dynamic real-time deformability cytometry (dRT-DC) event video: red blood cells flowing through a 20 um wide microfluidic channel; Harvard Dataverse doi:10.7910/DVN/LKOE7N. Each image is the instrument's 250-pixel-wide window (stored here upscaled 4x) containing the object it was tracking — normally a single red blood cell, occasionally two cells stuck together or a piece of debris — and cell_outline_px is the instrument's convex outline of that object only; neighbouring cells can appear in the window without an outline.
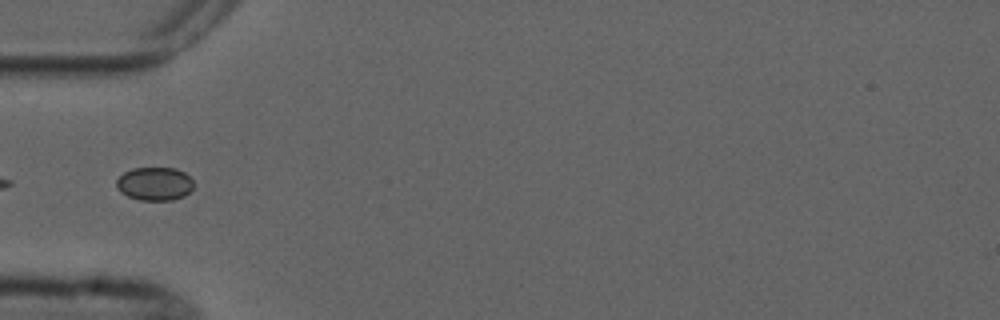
{"species": "common noctule bat (a hibernating species)", "species_latin": "Nyctalus noctula", "temperature_condition": "cold", "stored_images_in_passage": 7, "camera_frame_rate_fps": 3000, "um_per_image_px": 0.085, "animal": {"sex": "male", "forearm_length_mm": 52.5}, "frame": {"image": 1, "passage_image": 5, "time_ms": 4.667, "image_size_px": [1000, 320], "cell_outline_px": [[192, 188], [184, 196], [172, 200], [140, 200], [128, 196], [120, 192], [116, 188], [116, 180], [124, 172], [132, 168], [176, 168], [184, 172], [192, 180]], "centroid_in_image_um": [13.11, 15.62], "position_along_channel_um": 71.9, "area_um2": 14.97}}
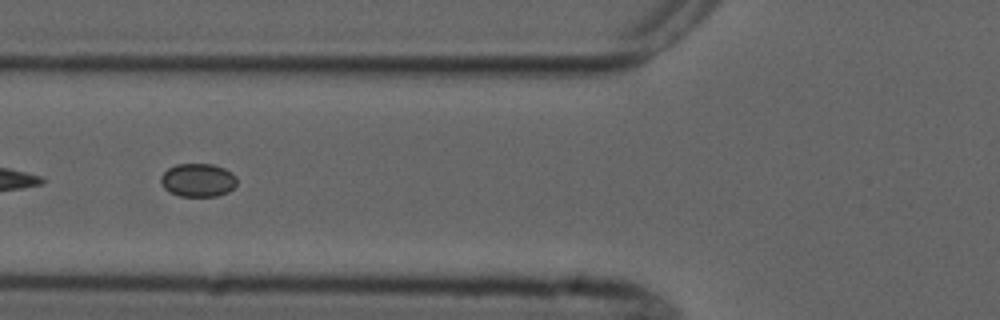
{"frame": {"image": 2, "passage_image": 6, "time_ms": 5.667, "image_size_px": [1000, 320], "cell_outline_px": [[236, 184], [228, 192], [216, 196], [180, 196], [168, 192], [164, 188], [160, 180], [160, 176], [168, 168], [176, 164], [212, 164], [224, 168], [232, 172], [236, 176]], "centroid_in_image_um": [16.81, 15.31], "position_along_channel_um": 109.0, "area_um2": 14.85}}
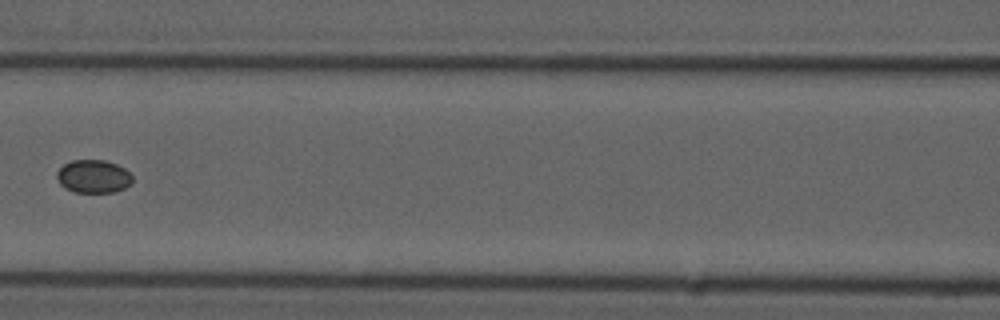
{"frame": {"image": 3, "passage_image": 7, "time_ms": 7.0, "image_size_px": [1000, 320], "cell_outline_px": [[132, 184], [124, 188], [112, 192], [72, 192], [64, 188], [60, 184], [56, 176], [56, 172], [64, 164], [72, 160], [104, 160], [116, 164], [124, 168], [132, 176]], "centroid_in_image_um": [7.92, 15.0], "position_along_channel_um": 158.7, "area_um2": 14.62}}